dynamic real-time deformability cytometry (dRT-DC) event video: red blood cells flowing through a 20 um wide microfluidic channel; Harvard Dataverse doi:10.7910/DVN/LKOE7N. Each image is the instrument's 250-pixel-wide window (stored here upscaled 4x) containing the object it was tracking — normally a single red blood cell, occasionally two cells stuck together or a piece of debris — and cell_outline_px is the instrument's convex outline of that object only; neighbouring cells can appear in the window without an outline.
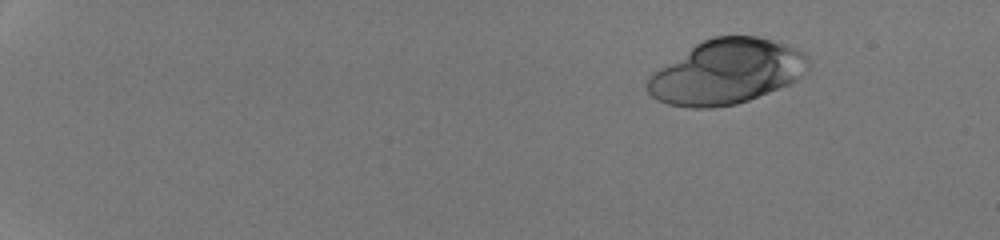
{"species": "human", "species_latin": "Homo sapiens", "temperature_condition": "room temperature", "stored_images_in_passage": 45, "camera_frame_rate_fps": 3000, "um_per_image_px": 0.085, "donor": {"sex": "male"}, "frame": {"image": 1, "passage_image": 1, "time_ms": 0.0, "image_size_px": [1000, 240], "cell_outline_px": [[808, 68], [796, 80], [788, 84], [748, 100], [736, 104], [712, 108], [692, 108], [668, 104], [656, 100], [648, 92], [644, 84], [644, 80], [652, 72], [696, 44], [712, 36], [756, 36], [772, 40], [796, 48], [804, 52], [808, 56]], "centroid_in_image_um": [61.71, 6.11], "position_along_channel_um": 23.3, "area_um2": 60.52}}
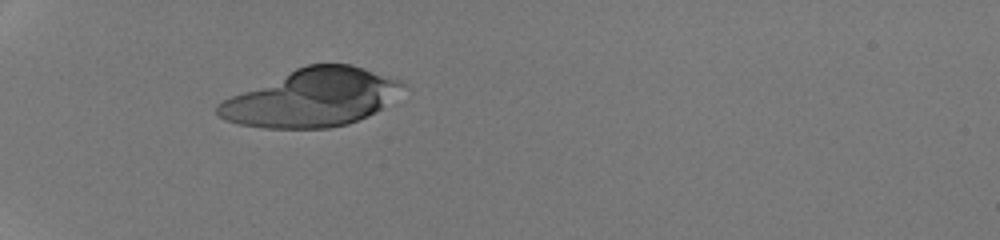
{"frame": {"image": 2, "passage_image": 13, "time_ms": 4.0, "image_size_px": [1000, 240], "cell_outline_px": [[408, 84], [380, 108], [368, 116], [348, 124], [328, 128], [264, 128], [236, 124], [224, 120], [216, 112], [216, 104], [232, 96], [296, 68], [308, 64], [352, 64], [400, 80]], "centroid_in_image_um": [26.5, 8.33], "position_along_channel_um": 58.5, "area_um2": 61.38}}